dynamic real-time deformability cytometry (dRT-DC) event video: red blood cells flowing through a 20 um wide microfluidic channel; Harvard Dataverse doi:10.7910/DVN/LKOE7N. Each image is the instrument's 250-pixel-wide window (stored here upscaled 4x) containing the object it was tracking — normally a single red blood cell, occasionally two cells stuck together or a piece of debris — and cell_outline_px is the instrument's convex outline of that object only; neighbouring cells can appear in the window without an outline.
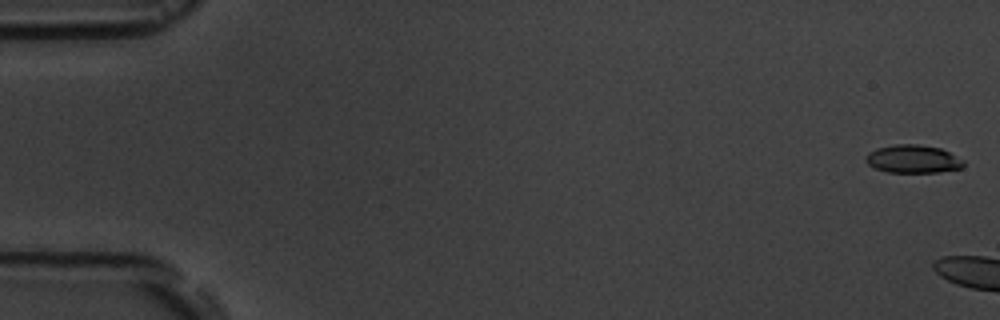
{"species": "common noctule bat (a hibernating species)", "species_latin": "Nyctalus noctula", "temperature_condition": "room temperature", "stored_images_in_passage": 3, "camera_frame_rate_fps": 3000, "um_per_image_px": 0.085, "animal": {"sex": "male", "body_mass_g": 19.5, "forearm_length_mm": 54.6}, "frame": {"image": 1, "passage_image": 1, "time_ms": 0.0, "image_size_px": [1000, 320], "cell_outline_px": [[964, 164], [960, 168], [936, 172], [888, 172], [876, 168], [868, 164], [864, 160], [868, 152], [876, 148], [896, 144], [916, 144], [940, 148], [964, 160]], "centroid_in_image_um": [77.57, 13.51], "position_along_channel_um": 7.4, "area_um2": 15.84}}